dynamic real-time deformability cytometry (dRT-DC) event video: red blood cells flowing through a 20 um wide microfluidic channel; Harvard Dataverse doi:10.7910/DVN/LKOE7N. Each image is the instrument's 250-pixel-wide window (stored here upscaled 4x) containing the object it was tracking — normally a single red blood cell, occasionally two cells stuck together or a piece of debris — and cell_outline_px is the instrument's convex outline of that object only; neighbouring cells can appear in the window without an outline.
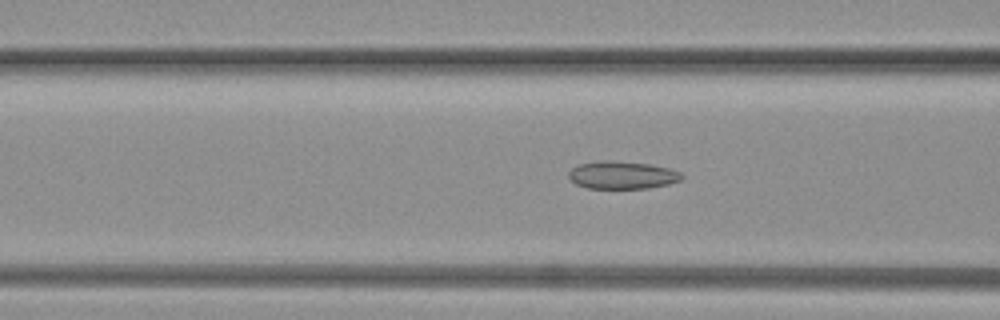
{"species": "common noctule bat (a hibernating species)", "species_latin": "Nyctalus noctula", "temperature_condition": "warm", "stored_images_in_passage": 56, "camera_frame_rate_fps": 3000, "um_per_image_px": 0.085, "animal": {"sex": "female", "body_mass_g": 19.3, "forearm_length_mm": 54.1}, "frame": {"image": 1, "passage_image": 20, "time_ms": 6.333, "image_size_px": [1000, 320], "cell_outline_px": [[684, 176], [680, 180], [668, 184], [648, 188], [588, 188], [576, 184], [568, 176], [568, 172], [572, 168], [580, 164], [596, 160], [612, 160], [648, 164], [668, 168], [680, 172]], "centroid_in_image_um": [52.86, 14.87], "position_along_channel_um": 113.7, "area_um2": 18.21}}
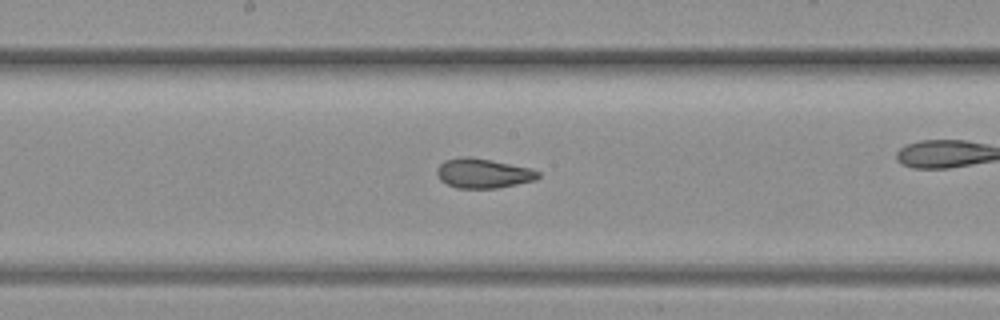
{"frame": {"image": 2, "passage_image": 31, "time_ms": 10.0, "image_size_px": [1000, 320], "cell_outline_px": [[540, 176], [536, 180], [496, 188], [456, 188], [440, 180], [436, 172], [436, 168], [444, 160], [464, 156], [468, 156], [492, 160], [532, 168], [540, 172]], "centroid_in_image_um": [41.07, 14.72], "position_along_channel_um": 207.1, "area_um2": 17.57}}
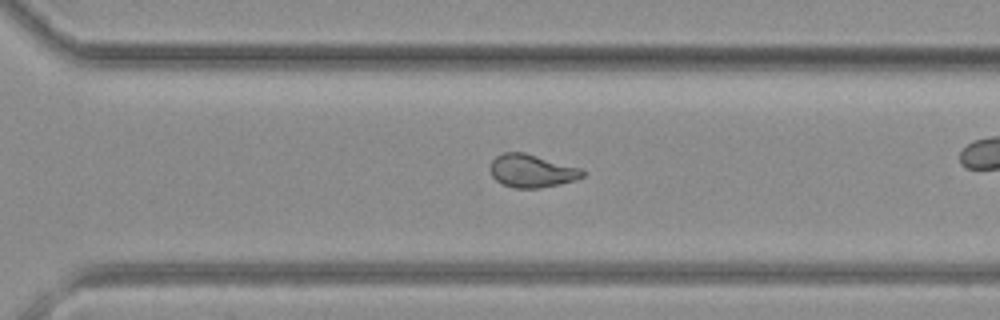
{"frame": {"image": 3, "passage_image": 45, "time_ms": 14.667, "image_size_px": [1000, 320], "cell_outline_px": [[584, 176], [576, 180], [540, 188], [516, 188], [504, 184], [496, 180], [492, 176], [488, 168], [492, 160], [496, 156], [504, 152], [524, 152], [580, 168], [584, 172]], "centroid_in_image_um": [45.17, 14.52], "position_along_channel_um": 325.4, "area_um2": 17.69}}